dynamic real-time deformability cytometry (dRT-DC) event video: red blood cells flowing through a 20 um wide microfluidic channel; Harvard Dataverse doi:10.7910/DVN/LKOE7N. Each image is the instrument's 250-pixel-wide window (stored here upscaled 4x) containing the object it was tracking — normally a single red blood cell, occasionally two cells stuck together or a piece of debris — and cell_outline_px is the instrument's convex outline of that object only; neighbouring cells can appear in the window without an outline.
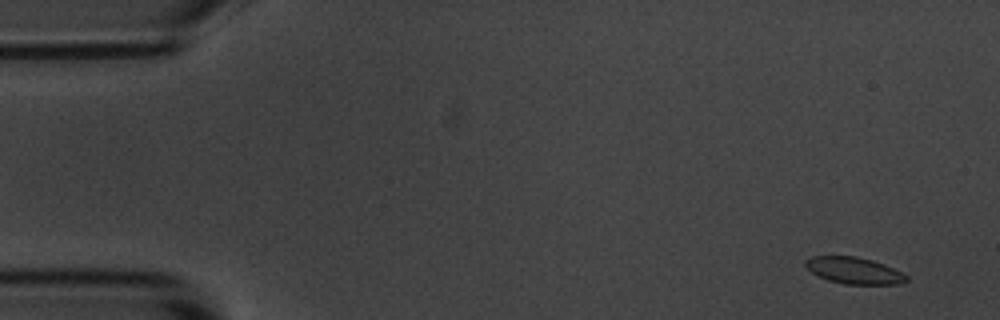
{"species": "common noctule bat (a hibernating species)", "species_latin": "Nyctalus noctula", "temperature_condition": "room temperature", "stored_images_in_passage": 9, "camera_frame_rate_fps": 3000, "um_per_image_px": 0.085, "animal": {"sex": "male", "body_mass_g": 20.1, "forearm_length_mm": 53.5}, "frame": {"image": 1, "passage_image": 1, "time_ms": 0.0, "image_size_px": [1000, 320], "cell_outline_px": [[908, 280], [900, 284], [844, 284], [828, 280], [812, 272], [804, 264], [804, 260], [812, 256], [856, 256], [872, 260], [884, 264], [908, 276]], "centroid_in_image_um": [72.59, 22.99], "position_along_channel_um": 12.4, "area_um2": 15.55}}
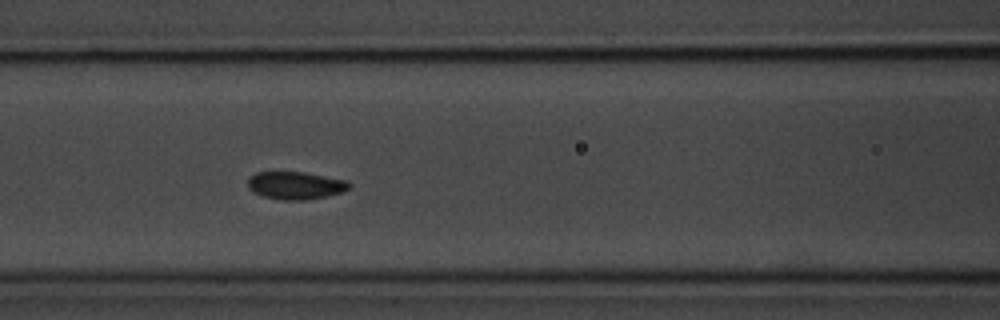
{"frame": {"image": 2, "passage_image": 7, "time_ms": 2.0, "image_size_px": [1000, 320], "cell_outline_px": [[352, 188], [344, 192], [328, 196], [304, 200], [280, 200], [260, 196], [252, 192], [248, 188], [248, 176], [256, 172], [304, 172], [348, 180], [352, 184]], "centroid_in_image_um": [25.14, 15.77], "position_along_channel_um": 141.5, "area_um2": 16.82}}
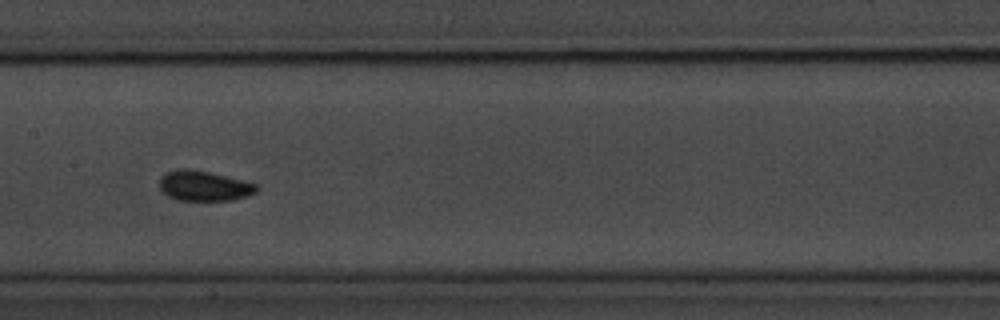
{"frame": {"image": 3, "passage_image": 8, "time_ms": 2.333, "image_size_px": [1000, 320], "cell_outline_px": [[260, 188], [256, 192], [248, 196], [232, 200], [176, 200], [160, 192], [160, 176], [168, 172], [180, 168], [188, 168], [208, 172], [244, 180], [260, 184]], "centroid_in_image_um": [17.37, 15.8], "position_along_channel_um": 190.0, "area_um2": 17.28}}